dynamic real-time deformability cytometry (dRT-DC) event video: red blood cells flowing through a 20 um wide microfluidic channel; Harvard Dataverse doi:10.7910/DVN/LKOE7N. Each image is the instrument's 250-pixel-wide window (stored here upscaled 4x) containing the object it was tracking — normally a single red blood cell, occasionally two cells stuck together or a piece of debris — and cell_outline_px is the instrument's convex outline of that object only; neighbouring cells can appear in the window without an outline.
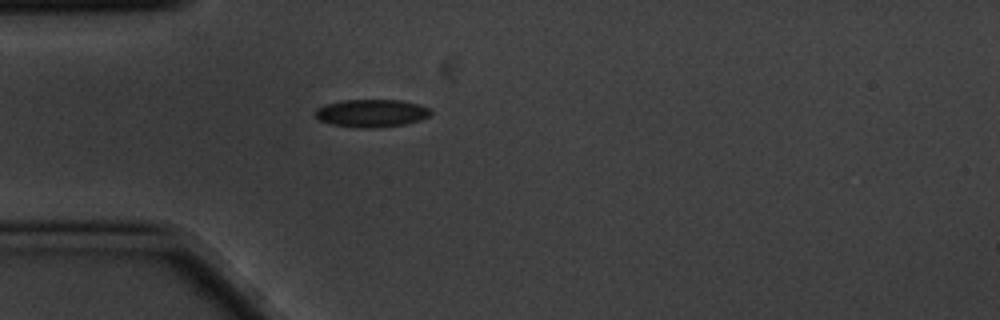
{"species": "common noctule bat (a hibernating species)", "species_latin": "Nyctalus noctula", "temperature_condition": "cold", "stored_images_in_passage": 5, "camera_frame_rate_fps": 3000, "um_per_image_px": 0.085, "animal": {"sex": "male", "body_mass_g": 20.1, "forearm_length_mm": 53.5}, "frame": {"image": 1, "passage_image": 5, "time_ms": 1.333, "image_size_px": [1000, 320], "cell_outline_px": [[432, 116], [420, 120], [404, 124], [372, 128], [360, 128], [332, 124], [320, 120], [312, 112], [316, 108], [324, 104], [344, 100], [400, 100], [432, 108]], "centroid_in_image_um": [31.58, 9.61], "position_along_channel_um": 53.4, "area_um2": 18.79}}